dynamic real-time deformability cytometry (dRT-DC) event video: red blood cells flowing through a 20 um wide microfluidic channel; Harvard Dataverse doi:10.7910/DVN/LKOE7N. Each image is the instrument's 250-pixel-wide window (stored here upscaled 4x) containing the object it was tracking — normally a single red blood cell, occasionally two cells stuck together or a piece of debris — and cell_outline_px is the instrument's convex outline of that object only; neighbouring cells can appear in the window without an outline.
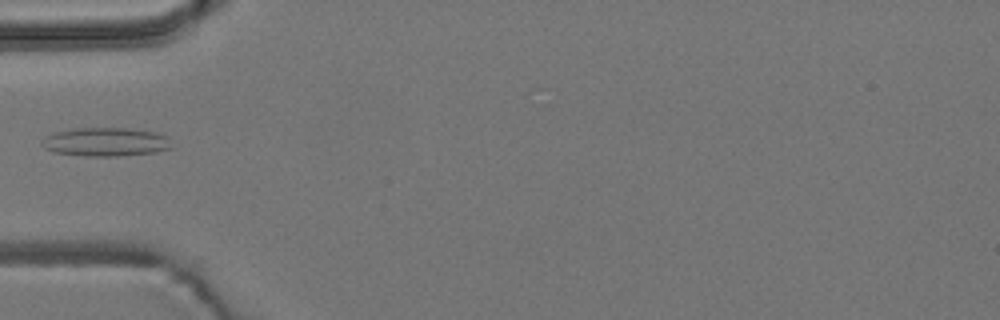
{"species": "common noctule bat (a hibernating species)", "species_latin": "Nyctalus noctula", "temperature_condition": "room temperature", "stored_images_in_passage": 8, "camera_frame_rate_fps": 3000, "um_per_image_px": 0.085, "animal": {"sex": "male", "body_mass_g": 19.2, "forearm_length_mm": 51.8}, "frame": {"image": 1, "passage_image": 5, "time_ms": 4.667, "image_size_px": [1000, 320], "cell_outline_px": [[172, 148], [156, 152], [120, 156], [84, 156], [52, 152], [44, 148], [40, 144], [40, 140], [44, 136], [56, 132], [72, 128], [128, 128], [156, 132], [168, 136]], "centroid_in_image_um": [8.95, 12.06], "position_along_channel_um": 76.0, "area_um2": 22.02}}
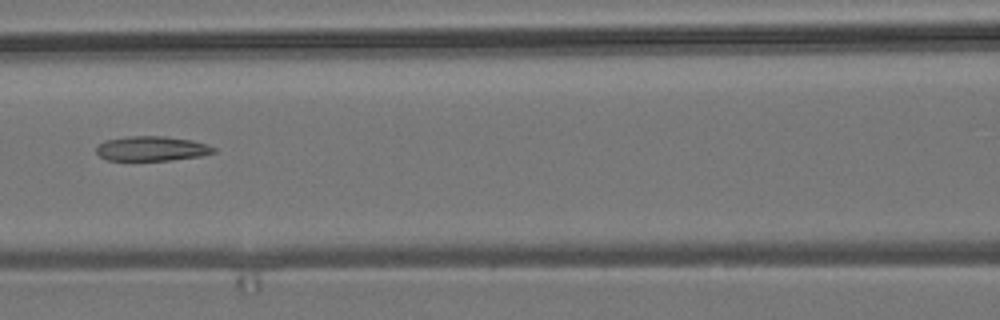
{"frame": {"image": 2, "passage_image": 7, "time_ms": 6.667, "image_size_px": [1000, 320], "cell_outline_px": [[216, 152], [204, 156], [172, 160], [108, 160], [100, 156], [96, 152], [96, 148], [104, 140], [128, 136], [164, 136], [192, 140], [208, 144], [216, 148]], "centroid_in_image_um": [12.95, 12.63], "position_along_channel_um": 153.7, "area_um2": 17.05}}